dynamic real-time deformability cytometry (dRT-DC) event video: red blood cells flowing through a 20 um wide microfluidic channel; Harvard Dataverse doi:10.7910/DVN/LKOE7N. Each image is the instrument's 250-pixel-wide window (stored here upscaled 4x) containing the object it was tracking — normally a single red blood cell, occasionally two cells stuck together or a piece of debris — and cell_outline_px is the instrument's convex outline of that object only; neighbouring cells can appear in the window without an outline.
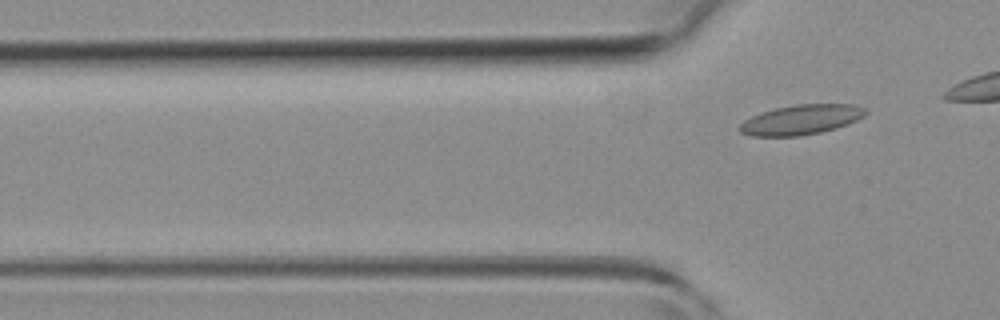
{"species": "common noctule bat (a hibernating species)", "species_latin": "Nyctalus noctula", "temperature_condition": "room temperature", "stored_images_in_passage": 6, "camera_frame_rate_fps": 3000, "um_per_image_px": 0.085, "animal": {"sex": "female", "body_mass_g": 19.3, "forearm_length_mm": 54.1}, "frame": {"image": 1, "passage_image": 6, "time_ms": 5.667, "image_size_px": [1000, 320], "cell_outline_px": [[868, 112], [864, 116], [856, 120], [836, 128], [820, 132], [800, 136], [752, 136], [740, 132], [740, 124], [744, 120], [760, 112], [776, 108], [796, 104], [852, 104], [864, 108]], "centroid_in_image_um": [68.09, 10.17], "position_along_channel_um": 57.7, "area_um2": 21.79}}